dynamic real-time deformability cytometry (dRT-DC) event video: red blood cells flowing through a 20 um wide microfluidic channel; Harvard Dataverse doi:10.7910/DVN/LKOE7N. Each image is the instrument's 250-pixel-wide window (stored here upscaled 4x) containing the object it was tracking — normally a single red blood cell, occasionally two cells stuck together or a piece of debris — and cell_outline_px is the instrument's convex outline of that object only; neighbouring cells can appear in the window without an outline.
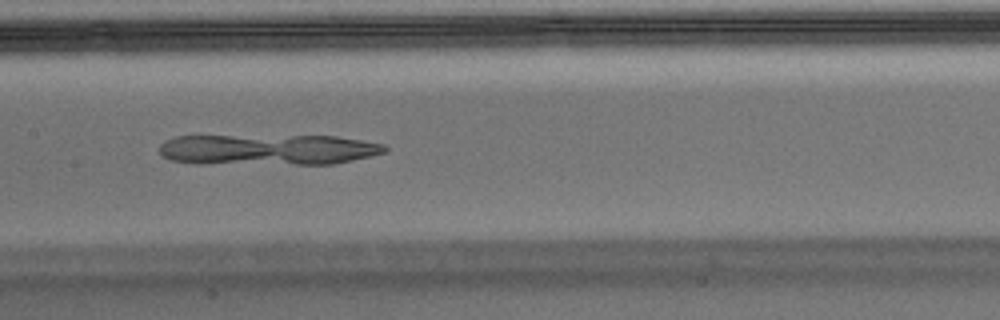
{"species": "Egyptian fruit bat (a non-hibernating species)", "species_latin": "Rousettus aegyptiacus", "temperature_condition": "warm", "stored_images_in_passage": 33, "camera_frame_rate_fps": 3000, "um_per_image_px": 0.085, "animal": {"sex": "male"}, "frame": {"image": 1, "passage_image": 10, "time_ms": 3.0, "image_size_px": [1000, 320], "cell_outline_px": [[388, 148], [384, 152], [352, 160], [332, 164], [196, 164], [172, 160], [164, 156], [160, 152], [160, 144], [164, 140], [176, 136], [336, 136], [384, 144]], "centroid_in_image_um": [22.73, 12.72], "position_along_channel_um": 184.7, "area_um2": 40.58}}